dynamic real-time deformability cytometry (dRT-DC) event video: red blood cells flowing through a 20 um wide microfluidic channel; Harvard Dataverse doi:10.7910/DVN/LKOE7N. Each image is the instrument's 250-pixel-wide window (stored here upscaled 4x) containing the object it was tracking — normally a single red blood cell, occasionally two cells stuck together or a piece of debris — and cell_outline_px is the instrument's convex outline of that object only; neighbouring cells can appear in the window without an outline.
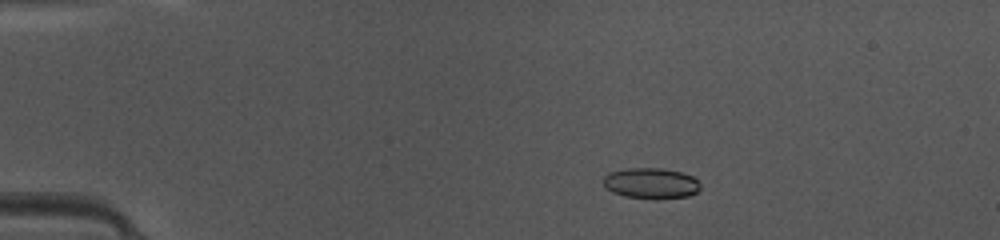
{"species": "common noctule bat (a hibernating species)", "species_latin": "Nyctalus noctula", "temperature_condition": "warm", "stored_images_in_passage": 48, "camera_frame_rate_fps": 3000, "um_per_image_px": 0.085, "animal": {"sex": "female", "body_mass_g": 10.0, "forearm_length_mm": 53.1}, "frame": {"image": 1, "passage_image": 9, "time_ms": 2.667, "image_size_px": [1000, 240], "cell_outline_px": [[700, 188], [696, 192], [688, 196], [624, 196], [612, 192], [604, 184], [604, 176], [608, 172], [628, 168], [660, 168], [680, 172], [692, 176], [700, 184]], "centroid_in_image_um": [55.31, 15.52], "position_along_channel_um": 29.7, "area_um2": 16.53}}
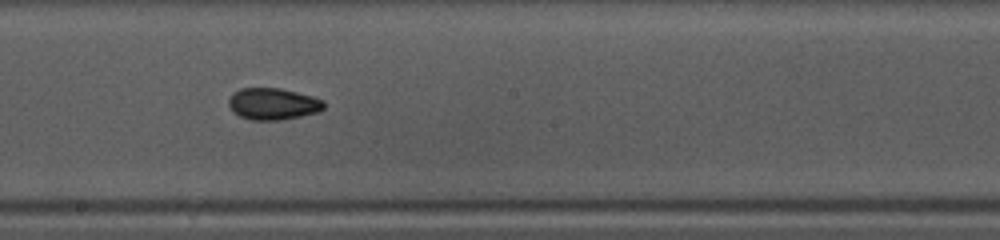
{"frame": {"image": 2, "passage_image": 27, "time_ms": 8.667, "image_size_px": [1000, 240], "cell_outline_px": [[324, 108], [320, 112], [280, 120], [252, 120], [240, 116], [232, 112], [228, 104], [228, 100], [232, 92], [240, 88], [280, 88], [312, 96], [324, 100]], "centroid_in_image_um": [23.18, 8.83], "position_along_channel_um": 225.0, "area_um2": 17.74}}
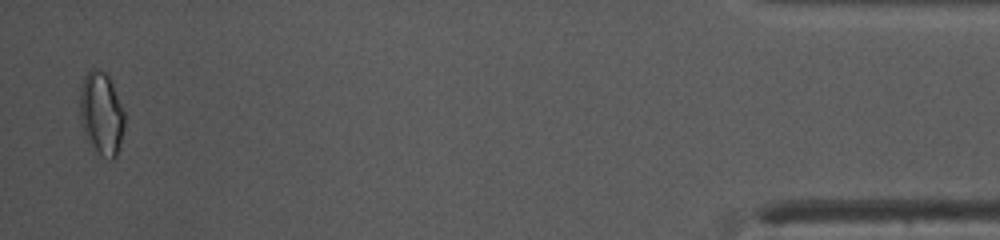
{"frame": {"image": 3, "passage_image": 47, "time_ms": 15.333, "image_size_px": [1000, 240], "cell_outline_px": [[124, 128], [116, 156], [112, 160], [100, 156], [84, 132], [80, 124], [80, 88], [84, 76], [92, 68], [96, 68], [104, 72], [108, 76], [112, 84], [124, 112]], "centroid_in_image_um": [8.61, 9.64], "position_along_channel_um": 426.6, "area_um2": 21.33}, "authors_computed_cell_mechanics": {"area_um2": 17.1377, "velocity_mm_per_s": 4.1921, "shape_relaxation_time_tau1_ms": 8.2724, "shape_relaxation_time_tau2_ms": 2.6661, "deformation_change_tau1": 0.1487, "deformation_change_tau2": 0.0719}}